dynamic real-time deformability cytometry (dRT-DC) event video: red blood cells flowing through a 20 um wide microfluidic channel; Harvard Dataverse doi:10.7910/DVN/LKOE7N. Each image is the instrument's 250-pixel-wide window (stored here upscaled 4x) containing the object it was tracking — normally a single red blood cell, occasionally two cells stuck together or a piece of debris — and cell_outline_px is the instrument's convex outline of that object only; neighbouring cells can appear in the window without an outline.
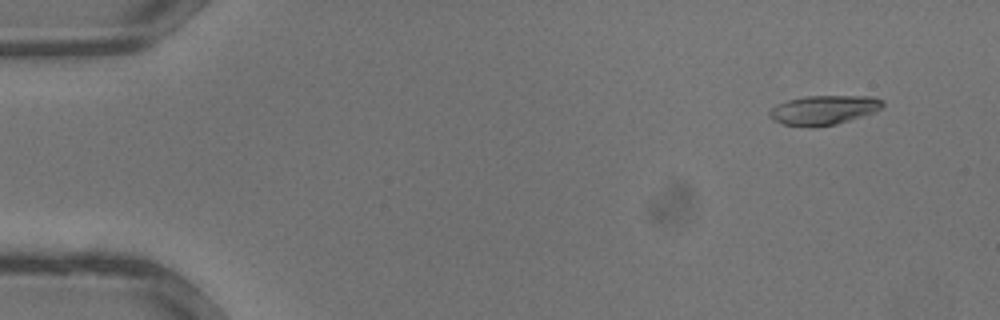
{"species": "common noctule bat (a hibernating species)", "species_latin": "Nyctalus noctula", "temperature_condition": "warm", "stored_images_in_passage": 35, "camera_frame_rate_fps": 3000, "um_per_image_px": 0.085, "animal": {"sex": "male", "body_mass_g": 13.3}, "frame": {"image": 1, "passage_image": 3, "time_ms": 0.667, "image_size_px": [1000, 320], "cell_outline_px": [[884, 104], [876, 112], [836, 124], [784, 124], [772, 120], [768, 116], [768, 112], [776, 104], [788, 100], [804, 96], [872, 96], [884, 100]], "centroid_in_image_um": [70.05, 9.3], "position_along_channel_um": 15.0, "area_um2": 18.84}}
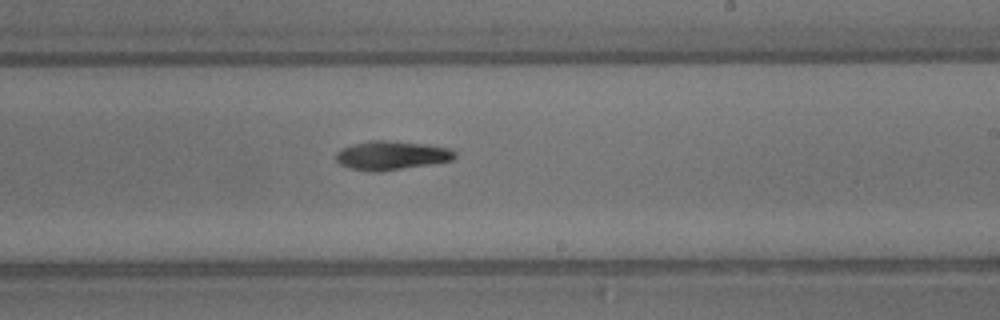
{"frame": {"image": 2, "passage_image": 21, "time_ms": 6.667, "image_size_px": [1000, 320], "cell_outline_px": [[456, 156], [452, 160], [432, 164], [376, 172], [372, 172], [352, 168], [340, 164], [336, 160], [336, 152], [340, 148], [352, 144], [368, 140], [388, 140], [428, 144], [452, 148], [456, 152]], "centroid_in_image_um": [33.29, 13.19], "position_along_channel_um": 255.7, "area_um2": 20.23}}
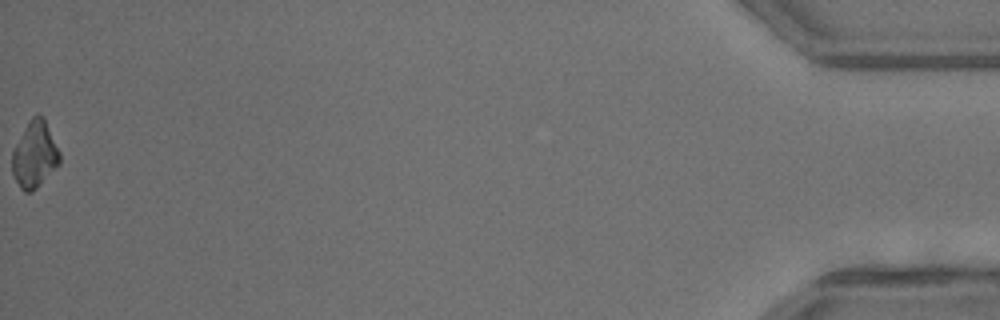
{"frame": {"image": 3, "passage_image": 35, "time_ms": 11.333, "image_size_px": [1000, 320], "cell_outline_px": [[60, 164], [32, 192], [24, 192], [20, 188], [12, 176], [12, 152], [24, 128], [32, 116], [36, 112], [44, 116], [60, 152]], "centroid_in_image_um": [2.95, 13.13], "position_along_channel_um": 432.3, "area_um2": 18.55}}